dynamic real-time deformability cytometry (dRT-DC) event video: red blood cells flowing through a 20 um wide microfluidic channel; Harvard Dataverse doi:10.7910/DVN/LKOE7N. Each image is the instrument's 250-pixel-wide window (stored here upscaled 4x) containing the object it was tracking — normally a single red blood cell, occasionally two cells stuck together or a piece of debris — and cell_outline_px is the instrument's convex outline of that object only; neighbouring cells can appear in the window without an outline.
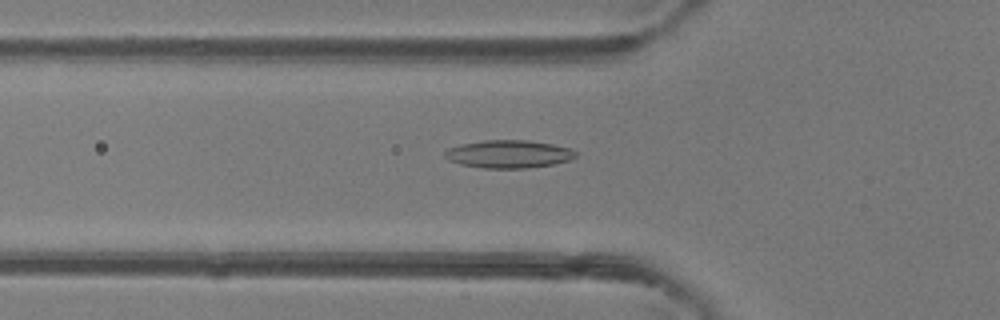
{"species": "common noctule bat (a hibernating species)", "species_latin": "Nyctalus noctula", "temperature_condition": "room temperature", "stored_images_in_passage": 48, "camera_frame_rate_fps": 3000, "um_per_image_px": 0.085, "animal": {"sex": "female"}, "frame": {"image": 1, "passage_image": 17, "time_ms": 5.333, "image_size_px": [1000, 320], "cell_outline_px": [[576, 156], [568, 160], [552, 164], [524, 168], [484, 168], [460, 164], [448, 160], [444, 156], [444, 152], [448, 148], [460, 144], [484, 140], [528, 140], [552, 144], [572, 148], [576, 152]], "centroid_in_image_um": [43.21, 13.08], "position_along_channel_um": 82.6, "area_um2": 21.21}}
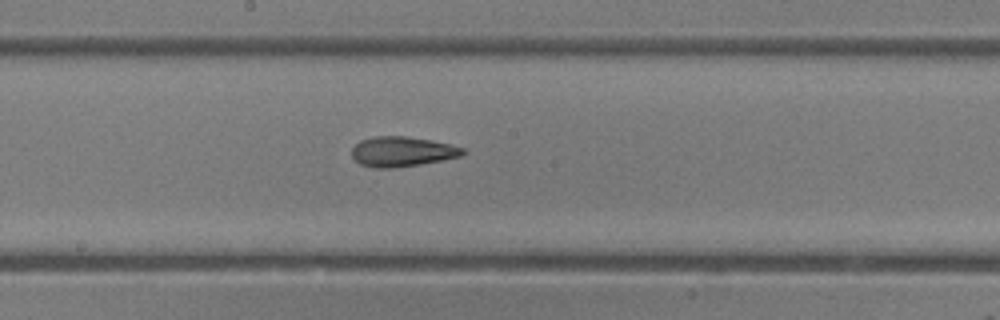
{"frame": {"image": 2, "passage_image": 26, "time_ms": 8.333, "image_size_px": [1000, 320], "cell_outline_px": [[464, 152], [460, 156], [420, 164], [392, 168], [376, 168], [360, 164], [352, 156], [352, 148], [360, 140], [372, 136], [404, 136], [428, 140], [448, 144], [464, 148]], "centroid_in_image_um": [34.12, 12.88], "position_along_channel_um": 214.1, "area_um2": 19.07}}
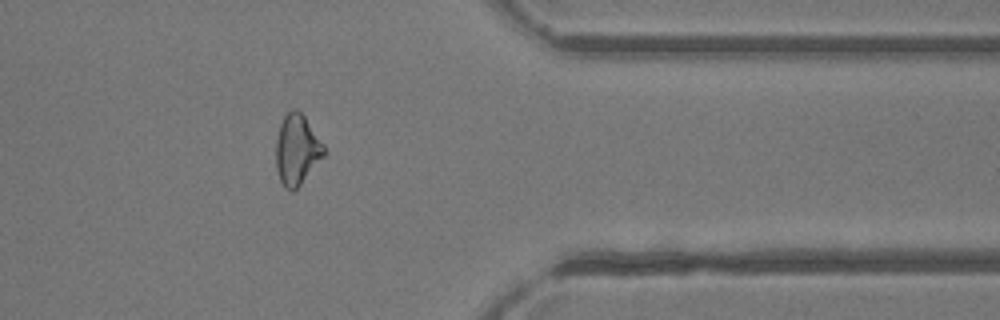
{"frame": {"image": 3, "passage_image": 39, "time_ms": 12.667, "image_size_px": [1000, 320], "cell_outline_px": [[328, 152], [300, 184], [292, 192], [284, 188], [280, 180], [276, 168], [276, 140], [280, 124], [284, 116], [292, 108], [296, 108], [304, 116], [324, 144]], "centroid_in_image_um": [25.25, 12.72], "position_along_channel_um": 386.2, "area_um2": 19.77}, "authors_computed_cell_mechanics": {"area_um2": 20.2589, "velocity_mm_per_s": 4.3488, "shape_relaxation_time_tau1_ms": 9.742, "shape_relaxation_time_tau2_ms": 3.8015, "deformation_change_tau1": 0.2187, "deformation_change_tau2": 0.1422}}